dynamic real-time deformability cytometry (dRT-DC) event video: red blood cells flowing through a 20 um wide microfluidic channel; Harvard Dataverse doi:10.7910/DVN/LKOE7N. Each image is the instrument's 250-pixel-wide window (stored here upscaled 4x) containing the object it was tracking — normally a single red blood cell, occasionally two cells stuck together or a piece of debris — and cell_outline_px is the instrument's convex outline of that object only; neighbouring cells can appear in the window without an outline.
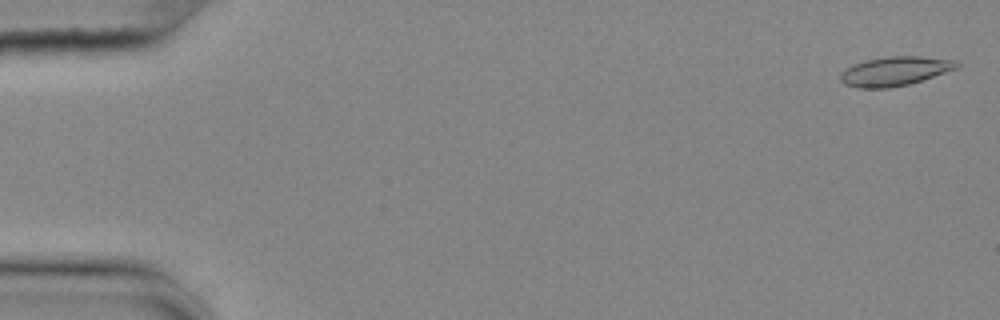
{"species": "common noctule bat (a hibernating species)", "species_latin": "Nyctalus noctula", "temperature_condition": "cold", "stored_images_in_passage": 56, "camera_frame_rate_fps": 3000, "um_per_image_px": 0.085, "animal": {"sex": "female", "body_mass_g": 25.1}, "frame": {"image": 1, "passage_image": 2, "time_ms": 0.333, "image_size_px": [1000, 320], "cell_outline_px": [[960, 64], [956, 68], [908, 84], [888, 88], [856, 88], [844, 84], [840, 80], [840, 72], [856, 64], [868, 60], [888, 56], [920, 56], [952, 60]], "centroid_in_image_um": [76.01, 6.06], "position_along_channel_um": 9.0, "area_um2": 19.31}}
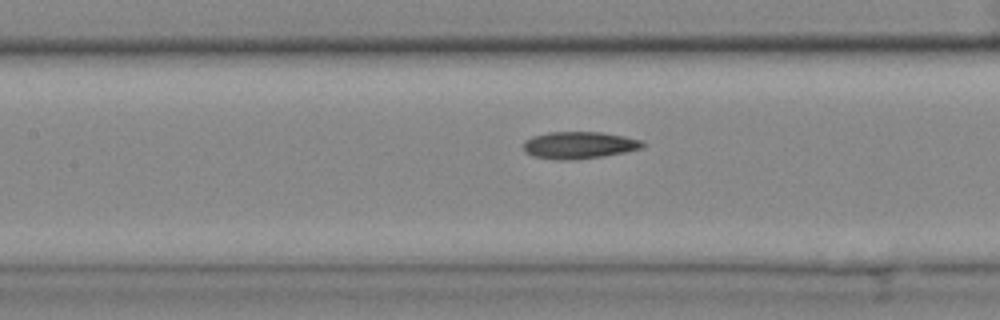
{"frame": {"image": 2, "passage_image": 26, "time_ms": 8.333, "image_size_px": [1000, 320], "cell_outline_px": [[644, 144], [640, 148], [624, 152], [600, 156], [568, 160], [556, 160], [532, 156], [524, 152], [524, 140], [532, 136], [548, 132], [600, 132], [624, 136], [640, 140]], "centroid_in_image_um": [49.14, 12.33], "position_along_channel_um": 158.3, "area_um2": 18.61}}
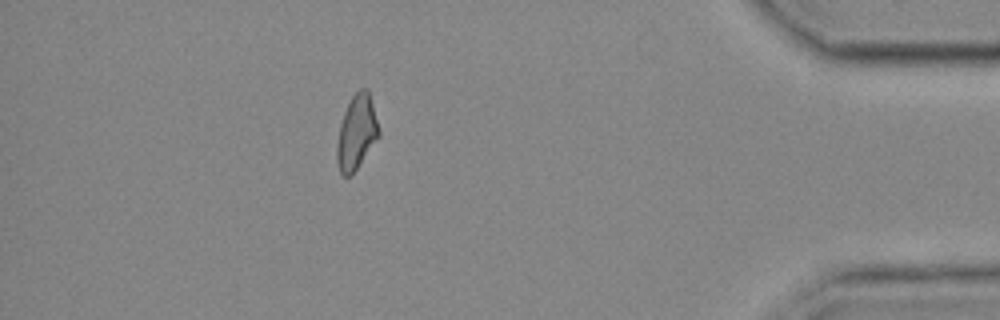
{"frame": {"image": 3, "passage_image": 50, "time_ms": 16.333, "image_size_px": [1000, 320], "cell_outline_px": [[380, 136], [352, 176], [340, 176], [336, 160], [336, 148], [340, 124], [344, 112], [352, 96], [360, 88], [368, 88], [380, 128]], "centroid_in_image_um": [30.32, 11.29], "position_along_channel_um": 404.9, "area_um2": 18.55}, "authors_computed_cell_mechanics": {"area_um2": 18.3515, "velocity_mm_per_s": 3.6379, "shape_relaxation_time_tau1_ms": null, "shape_relaxation_time_tau2_ms": 8.56, "deformation_change_tau1": null, "deformation_change_tau2": 0.1783}}